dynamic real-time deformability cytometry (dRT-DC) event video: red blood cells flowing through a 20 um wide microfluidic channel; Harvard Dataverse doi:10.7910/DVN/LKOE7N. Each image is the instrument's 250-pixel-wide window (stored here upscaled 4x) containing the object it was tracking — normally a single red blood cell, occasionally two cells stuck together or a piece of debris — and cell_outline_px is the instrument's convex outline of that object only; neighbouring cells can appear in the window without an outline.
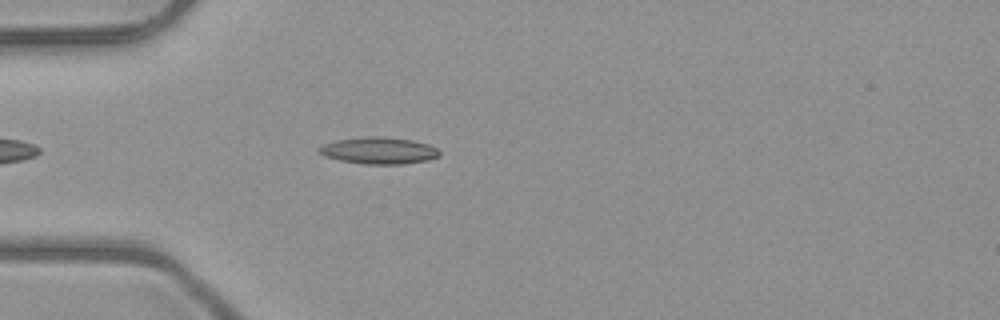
{"species": "common noctule bat (a hibernating species)", "species_latin": "Nyctalus noctula", "temperature_condition": "room temperature", "stored_images_in_passage": 14, "camera_frame_rate_fps": 3000, "um_per_image_px": 0.085, "animal": {"sex": "male", "body_mass_g": 23.1, "forearm_length_mm": 52.7}, "frame": {"image": 1, "passage_image": 7, "time_ms": 2.0, "image_size_px": [1000, 320], "cell_outline_px": [[440, 156], [428, 160], [404, 164], [364, 164], [340, 160], [324, 156], [316, 152], [316, 148], [324, 144], [336, 140], [368, 136], [380, 136], [412, 140], [428, 144], [436, 148], [440, 152]], "centroid_in_image_um": [32.17, 12.8], "position_along_channel_um": 52.8, "area_um2": 18.9}}
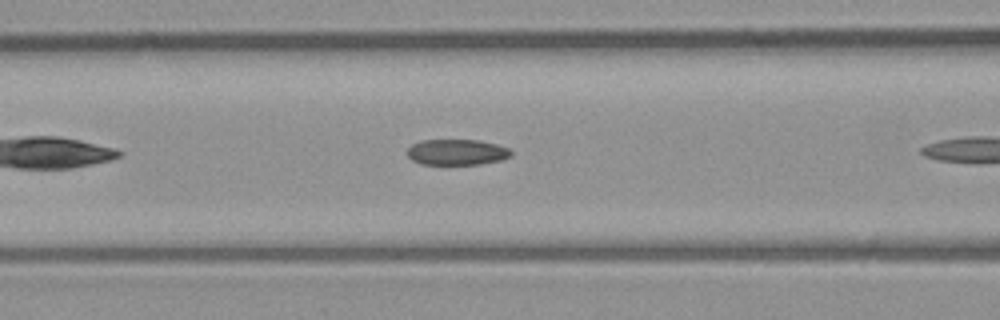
{"frame": {"image": 2, "passage_image": 10, "time_ms": 3.0, "image_size_px": [1000, 320], "cell_outline_px": [[512, 156], [500, 160], [480, 164], [420, 164], [412, 160], [408, 156], [408, 148], [412, 144], [420, 140], [480, 140], [496, 144], [508, 148], [512, 152]], "centroid_in_image_um": [38.83, 12.93], "position_along_channel_um": 127.8, "area_um2": 15.61}}